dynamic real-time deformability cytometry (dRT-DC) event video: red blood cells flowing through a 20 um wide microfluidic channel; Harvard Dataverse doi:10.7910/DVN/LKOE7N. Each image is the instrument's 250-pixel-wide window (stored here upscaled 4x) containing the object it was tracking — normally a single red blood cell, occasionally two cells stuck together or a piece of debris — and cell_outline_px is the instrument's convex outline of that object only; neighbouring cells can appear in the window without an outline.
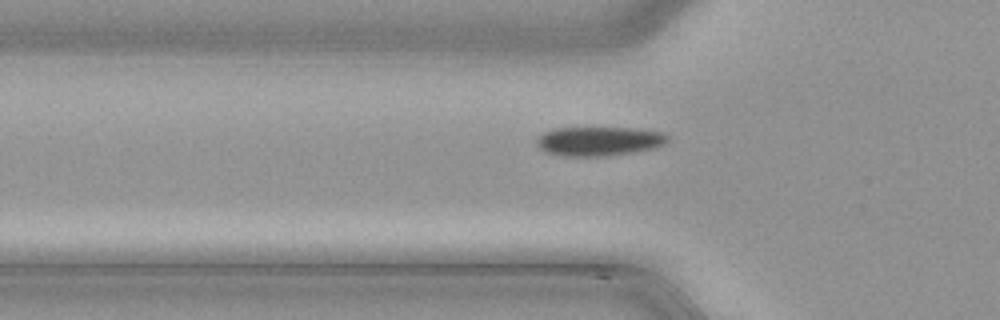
{"species": "common noctule bat (a hibernating species)", "species_latin": "Nyctalus noctula", "temperature_condition": "cold", "stored_images_in_passage": 2, "camera_frame_rate_fps": 3000, "um_per_image_px": 0.085, "animal": {"sex": "male", "body_mass_g": 21.5, "forearm_length_mm": 52.0}, "frame": {"image": 1, "passage_image": 2, "time_ms": 0.333, "image_size_px": [1000, 320], "cell_outline_px": [[668, 140], [664, 144], [656, 148], [632, 152], [600, 156], [564, 156], [548, 152], [540, 148], [536, 144], [536, 140], [544, 132], [556, 128], [632, 128], [664, 132], [668, 136]], "centroid_in_image_um": [50.94, 11.99], "position_along_channel_um": 74.9, "area_um2": 22.08}}